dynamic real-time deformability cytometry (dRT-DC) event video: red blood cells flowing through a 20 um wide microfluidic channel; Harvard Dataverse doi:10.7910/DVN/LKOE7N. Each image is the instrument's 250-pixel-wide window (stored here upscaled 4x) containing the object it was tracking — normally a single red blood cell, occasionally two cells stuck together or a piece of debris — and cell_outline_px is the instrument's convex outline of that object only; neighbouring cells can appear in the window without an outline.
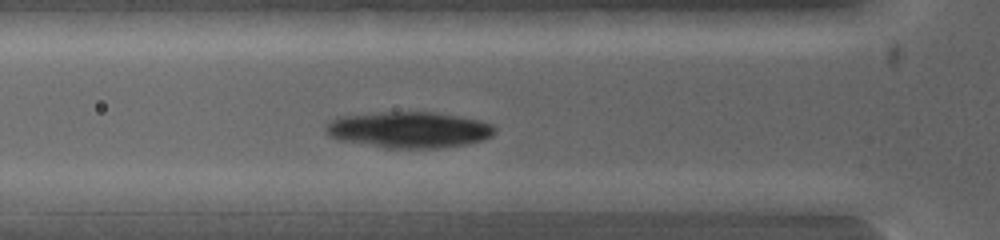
{"species": "common noctule bat (a hibernating species)", "species_latin": "Nyctalus noctula", "temperature_condition": "warm", "stored_images_in_passage": 4, "camera_frame_rate_fps": 5000, "um_per_image_px": 0.085, "animal": {"sex": "female", "body_mass_g": 19.0, "forearm_length_mm": 53.3}, "frame": {"image": 1, "passage_image": 2, "time_ms": 0.2, "image_size_px": [1000, 240], "cell_outline_px": [[584, 200], [576, 212], [508, 212], [492, 200], [520, 192], [544, 188]], "centroid_in_image_um": [45.85, 17.16], "position_along_channel_um": 80.0, "area_um2": 11.21}}